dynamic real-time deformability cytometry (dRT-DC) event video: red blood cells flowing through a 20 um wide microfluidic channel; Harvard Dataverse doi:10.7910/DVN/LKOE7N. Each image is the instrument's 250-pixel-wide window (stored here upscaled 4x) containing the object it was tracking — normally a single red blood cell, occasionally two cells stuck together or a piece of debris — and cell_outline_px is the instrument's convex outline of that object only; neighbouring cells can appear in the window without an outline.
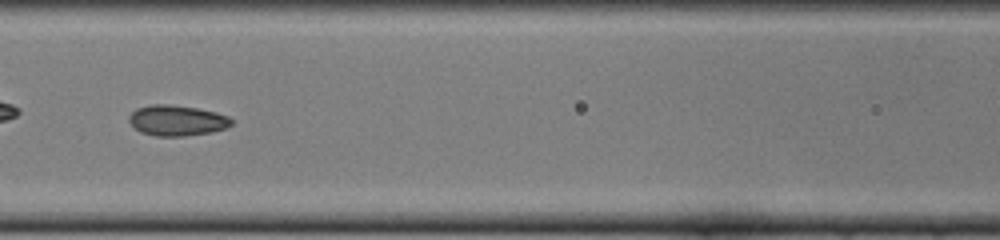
{"species": "common noctule bat (a hibernating species)", "species_latin": "Nyctalus noctula", "temperature_condition": "cold", "stored_images_in_passage": 48, "camera_frame_rate_fps": 3000, "um_per_image_px": 0.085, "animal": {"sex": "female", "body_mass_g": 22.0, "forearm_length_mm": 56.7}, "frame": {"image": 1, "passage_image": 21, "time_ms": 6.667, "image_size_px": [1000, 240], "cell_outline_px": [[232, 124], [224, 128], [212, 132], [184, 136], [156, 136], [140, 132], [128, 120], [128, 116], [136, 108], [148, 104], [168, 104], [196, 108], [216, 112], [228, 116], [232, 120]], "centroid_in_image_um": [15.01, 10.23], "position_along_channel_um": 151.6, "area_um2": 18.26}, "authors_computed_cell_mechanics": {"area_um2": 18.4671, "velocity_mm_per_s": 4.0105, "shape_relaxation_time_tau1_ms": 7.3494, "shape_relaxation_time_tau2_ms": 1.7149, "deformation_change_tau1": 0.134, "deformation_change_tau2": 0.0661}}